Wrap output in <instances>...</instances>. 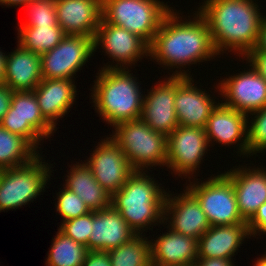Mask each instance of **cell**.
Wrapping results in <instances>:
<instances>
[{"instance_id":"cb8c5ba5","label":"cell","mask_w":266,"mask_h":266,"mask_svg":"<svg viewBox=\"0 0 266 266\" xmlns=\"http://www.w3.org/2000/svg\"><path fill=\"white\" fill-rule=\"evenodd\" d=\"M17 46L6 55L3 83L13 91H34L43 80L40 55Z\"/></svg>"},{"instance_id":"d6986e66","label":"cell","mask_w":266,"mask_h":266,"mask_svg":"<svg viewBox=\"0 0 266 266\" xmlns=\"http://www.w3.org/2000/svg\"><path fill=\"white\" fill-rule=\"evenodd\" d=\"M248 115L246 113L232 109L223 103L217 104L207 120L205 127L208 142L216 141L223 145L242 142L239 145L240 156L247 155V125ZM244 136V137H243ZM243 137V138H242ZM242 139V141H241ZM211 141V142H210Z\"/></svg>"},{"instance_id":"8d00e7d4","label":"cell","mask_w":266,"mask_h":266,"mask_svg":"<svg viewBox=\"0 0 266 266\" xmlns=\"http://www.w3.org/2000/svg\"><path fill=\"white\" fill-rule=\"evenodd\" d=\"M82 266H111L108 251H88Z\"/></svg>"},{"instance_id":"7bdbcfd3","label":"cell","mask_w":266,"mask_h":266,"mask_svg":"<svg viewBox=\"0 0 266 266\" xmlns=\"http://www.w3.org/2000/svg\"><path fill=\"white\" fill-rule=\"evenodd\" d=\"M254 266H266V257L263 255V257L258 258Z\"/></svg>"},{"instance_id":"74e56055","label":"cell","mask_w":266,"mask_h":266,"mask_svg":"<svg viewBox=\"0 0 266 266\" xmlns=\"http://www.w3.org/2000/svg\"><path fill=\"white\" fill-rule=\"evenodd\" d=\"M14 91L6 84H0V123L7 113Z\"/></svg>"},{"instance_id":"83f0119b","label":"cell","mask_w":266,"mask_h":266,"mask_svg":"<svg viewBox=\"0 0 266 266\" xmlns=\"http://www.w3.org/2000/svg\"><path fill=\"white\" fill-rule=\"evenodd\" d=\"M18 32V44L39 55L52 50L67 35L58 24L56 26L19 27Z\"/></svg>"},{"instance_id":"f1b7e54d","label":"cell","mask_w":266,"mask_h":266,"mask_svg":"<svg viewBox=\"0 0 266 266\" xmlns=\"http://www.w3.org/2000/svg\"><path fill=\"white\" fill-rule=\"evenodd\" d=\"M137 234L130 241L108 251L111 266H151L150 240Z\"/></svg>"},{"instance_id":"52a82bcc","label":"cell","mask_w":266,"mask_h":266,"mask_svg":"<svg viewBox=\"0 0 266 266\" xmlns=\"http://www.w3.org/2000/svg\"><path fill=\"white\" fill-rule=\"evenodd\" d=\"M41 158L38 155L25 165L0 170V212L19 208L41 195L52 172Z\"/></svg>"},{"instance_id":"44dd1931","label":"cell","mask_w":266,"mask_h":266,"mask_svg":"<svg viewBox=\"0 0 266 266\" xmlns=\"http://www.w3.org/2000/svg\"><path fill=\"white\" fill-rule=\"evenodd\" d=\"M90 234L88 251H109L137 235L112 206L104 210L92 211Z\"/></svg>"},{"instance_id":"484cf974","label":"cell","mask_w":266,"mask_h":266,"mask_svg":"<svg viewBox=\"0 0 266 266\" xmlns=\"http://www.w3.org/2000/svg\"><path fill=\"white\" fill-rule=\"evenodd\" d=\"M74 165L69 170V175H66L68 178L65 180V187L77 194L90 211L104 210L111 206L110 194L96 181L90 167L79 162Z\"/></svg>"},{"instance_id":"f546056e","label":"cell","mask_w":266,"mask_h":266,"mask_svg":"<svg viewBox=\"0 0 266 266\" xmlns=\"http://www.w3.org/2000/svg\"><path fill=\"white\" fill-rule=\"evenodd\" d=\"M88 249L60 230L53 239L46 266H82Z\"/></svg>"},{"instance_id":"1f68e13d","label":"cell","mask_w":266,"mask_h":266,"mask_svg":"<svg viewBox=\"0 0 266 266\" xmlns=\"http://www.w3.org/2000/svg\"><path fill=\"white\" fill-rule=\"evenodd\" d=\"M250 114L255 116L247 125L248 154L256 155L266 150V106Z\"/></svg>"},{"instance_id":"9a60e30c","label":"cell","mask_w":266,"mask_h":266,"mask_svg":"<svg viewBox=\"0 0 266 266\" xmlns=\"http://www.w3.org/2000/svg\"><path fill=\"white\" fill-rule=\"evenodd\" d=\"M220 82L216 88L226 99L224 105L247 115L266 106V80L253 68Z\"/></svg>"},{"instance_id":"ac0fdd59","label":"cell","mask_w":266,"mask_h":266,"mask_svg":"<svg viewBox=\"0 0 266 266\" xmlns=\"http://www.w3.org/2000/svg\"><path fill=\"white\" fill-rule=\"evenodd\" d=\"M57 22L67 35L95 37L102 19V0H55Z\"/></svg>"},{"instance_id":"836d02e7","label":"cell","mask_w":266,"mask_h":266,"mask_svg":"<svg viewBox=\"0 0 266 266\" xmlns=\"http://www.w3.org/2000/svg\"><path fill=\"white\" fill-rule=\"evenodd\" d=\"M59 227L58 230L77 243L85 245L88 249L90 233L92 232V211L87 215L65 221Z\"/></svg>"},{"instance_id":"60d3db41","label":"cell","mask_w":266,"mask_h":266,"mask_svg":"<svg viewBox=\"0 0 266 266\" xmlns=\"http://www.w3.org/2000/svg\"><path fill=\"white\" fill-rule=\"evenodd\" d=\"M5 61H6V55L2 51H0V84H2L4 81Z\"/></svg>"},{"instance_id":"30bf717a","label":"cell","mask_w":266,"mask_h":266,"mask_svg":"<svg viewBox=\"0 0 266 266\" xmlns=\"http://www.w3.org/2000/svg\"><path fill=\"white\" fill-rule=\"evenodd\" d=\"M94 51V37L66 35L52 50L40 55L43 79H71Z\"/></svg>"},{"instance_id":"ba28073f","label":"cell","mask_w":266,"mask_h":266,"mask_svg":"<svg viewBox=\"0 0 266 266\" xmlns=\"http://www.w3.org/2000/svg\"><path fill=\"white\" fill-rule=\"evenodd\" d=\"M186 188L200 202L211 226L247 224L241 217L231 180L224 174Z\"/></svg>"},{"instance_id":"603a6c76","label":"cell","mask_w":266,"mask_h":266,"mask_svg":"<svg viewBox=\"0 0 266 266\" xmlns=\"http://www.w3.org/2000/svg\"><path fill=\"white\" fill-rule=\"evenodd\" d=\"M250 232L247 224L211 226L199 239L198 258L231 260Z\"/></svg>"},{"instance_id":"9c48e42d","label":"cell","mask_w":266,"mask_h":266,"mask_svg":"<svg viewBox=\"0 0 266 266\" xmlns=\"http://www.w3.org/2000/svg\"><path fill=\"white\" fill-rule=\"evenodd\" d=\"M0 125L26 138L35 148L56 129L43 117L34 91H14L10 107Z\"/></svg>"},{"instance_id":"2e32d148","label":"cell","mask_w":266,"mask_h":266,"mask_svg":"<svg viewBox=\"0 0 266 266\" xmlns=\"http://www.w3.org/2000/svg\"><path fill=\"white\" fill-rule=\"evenodd\" d=\"M170 195L164 201V221L170 218V229L198 240L211 227L200 202L187 188L177 197Z\"/></svg>"},{"instance_id":"8fae6325","label":"cell","mask_w":266,"mask_h":266,"mask_svg":"<svg viewBox=\"0 0 266 266\" xmlns=\"http://www.w3.org/2000/svg\"><path fill=\"white\" fill-rule=\"evenodd\" d=\"M207 146L210 145L205 129L177 126L167 136L166 167L178 176L182 174L187 177V174L189 176L196 173L195 170L207 153Z\"/></svg>"},{"instance_id":"f35d334b","label":"cell","mask_w":266,"mask_h":266,"mask_svg":"<svg viewBox=\"0 0 266 266\" xmlns=\"http://www.w3.org/2000/svg\"><path fill=\"white\" fill-rule=\"evenodd\" d=\"M194 266H234V264L229 259L198 258Z\"/></svg>"},{"instance_id":"ffe728a7","label":"cell","mask_w":266,"mask_h":266,"mask_svg":"<svg viewBox=\"0 0 266 266\" xmlns=\"http://www.w3.org/2000/svg\"><path fill=\"white\" fill-rule=\"evenodd\" d=\"M239 168L224 174L232 182L240 215L248 222L266 202V168Z\"/></svg>"},{"instance_id":"4316f807","label":"cell","mask_w":266,"mask_h":266,"mask_svg":"<svg viewBox=\"0 0 266 266\" xmlns=\"http://www.w3.org/2000/svg\"><path fill=\"white\" fill-rule=\"evenodd\" d=\"M36 150L26 138L0 125V170L27 164L39 155Z\"/></svg>"},{"instance_id":"d590c367","label":"cell","mask_w":266,"mask_h":266,"mask_svg":"<svg viewBox=\"0 0 266 266\" xmlns=\"http://www.w3.org/2000/svg\"><path fill=\"white\" fill-rule=\"evenodd\" d=\"M245 57H247L246 60L250 63V67L266 80V52L254 48Z\"/></svg>"},{"instance_id":"4fadbf2b","label":"cell","mask_w":266,"mask_h":266,"mask_svg":"<svg viewBox=\"0 0 266 266\" xmlns=\"http://www.w3.org/2000/svg\"><path fill=\"white\" fill-rule=\"evenodd\" d=\"M99 45H101L107 55L109 54L112 57L113 61L117 62L115 66L107 65L101 69H121L123 66L125 68L128 65L135 64L143 56H149V45L142 38L121 26L104 22L102 19L94 37V51L97 50Z\"/></svg>"},{"instance_id":"277c9868","label":"cell","mask_w":266,"mask_h":266,"mask_svg":"<svg viewBox=\"0 0 266 266\" xmlns=\"http://www.w3.org/2000/svg\"><path fill=\"white\" fill-rule=\"evenodd\" d=\"M157 184L144 171L135 170L121 189L111 196V206L137 234L144 228L148 229L152 223H164V201L167 192Z\"/></svg>"},{"instance_id":"5bb4252c","label":"cell","mask_w":266,"mask_h":266,"mask_svg":"<svg viewBox=\"0 0 266 266\" xmlns=\"http://www.w3.org/2000/svg\"><path fill=\"white\" fill-rule=\"evenodd\" d=\"M87 160L96 181L112 196L125 184L135 171L128 162L126 155L110 138L102 140Z\"/></svg>"},{"instance_id":"6da1fadb","label":"cell","mask_w":266,"mask_h":266,"mask_svg":"<svg viewBox=\"0 0 266 266\" xmlns=\"http://www.w3.org/2000/svg\"><path fill=\"white\" fill-rule=\"evenodd\" d=\"M172 11L164 16L149 45V56L153 60L156 59L164 67L179 68L207 61L218 55L208 23L198 11L197 14L194 13L193 21L190 19L188 22H181L178 14L173 9Z\"/></svg>"},{"instance_id":"3957f363","label":"cell","mask_w":266,"mask_h":266,"mask_svg":"<svg viewBox=\"0 0 266 266\" xmlns=\"http://www.w3.org/2000/svg\"><path fill=\"white\" fill-rule=\"evenodd\" d=\"M126 68L99 70L93 87L92 99L98 114L110 126L141 118L144 96L136 77Z\"/></svg>"},{"instance_id":"ab89813d","label":"cell","mask_w":266,"mask_h":266,"mask_svg":"<svg viewBox=\"0 0 266 266\" xmlns=\"http://www.w3.org/2000/svg\"><path fill=\"white\" fill-rule=\"evenodd\" d=\"M255 49L266 52V17L265 16L262 19V22L260 25V31L258 34V39H257Z\"/></svg>"},{"instance_id":"7402d4cb","label":"cell","mask_w":266,"mask_h":266,"mask_svg":"<svg viewBox=\"0 0 266 266\" xmlns=\"http://www.w3.org/2000/svg\"><path fill=\"white\" fill-rule=\"evenodd\" d=\"M155 241V243H154ZM151 245L152 265L194 266L198 259V240L169 229Z\"/></svg>"},{"instance_id":"d4e9b609","label":"cell","mask_w":266,"mask_h":266,"mask_svg":"<svg viewBox=\"0 0 266 266\" xmlns=\"http://www.w3.org/2000/svg\"><path fill=\"white\" fill-rule=\"evenodd\" d=\"M76 86L71 79H43L34 90L43 117L56 129L75 102Z\"/></svg>"},{"instance_id":"7c38bea8","label":"cell","mask_w":266,"mask_h":266,"mask_svg":"<svg viewBox=\"0 0 266 266\" xmlns=\"http://www.w3.org/2000/svg\"><path fill=\"white\" fill-rule=\"evenodd\" d=\"M176 72L165 82L158 83L144 96L141 119L149 127L168 136L179 126L174 108L177 76H190L185 70Z\"/></svg>"},{"instance_id":"d6a6232c","label":"cell","mask_w":266,"mask_h":266,"mask_svg":"<svg viewBox=\"0 0 266 266\" xmlns=\"http://www.w3.org/2000/svg\"><path fill=\"white\" fill-rule=\"evenodd\" d=\"M58 193V197H56L58 201L55 206L59 215L63 218V222L91 212L84 201L66 187Z\"/></svg>"},{"instance_id":"8992f818","label":"cell","mask_w":266,"mask_h":266,"mask_svg":"<svg viewBox=\"0 0 266 266\" xmlns=\"http://www.w3.org/2000/svg\"><path fill=\"white\" fill-rule=\"evenodd\" d=\"M171 9L160 0H102V20L138 35L148 45Z\"/></svg>"},{"instance_id":"5b68a950","label":"cell","mask_w":266,"mask_h":266,"mask_svg":"<svg viewBox=\"0 0 266 266\" xmlns=\"http://www.w3.org/2000/svg\"><path fill=\"white\" fill-rule=\"evenodd\" d=\"M110 137L126 155L134 170L148 166H165L167 162V136L152 130L141 118L123 121L113 126ZM142 168V169H141Z\"/></svg>"},{"instance_id":"e0dca14e","label":"cell","mask_w":266,"mask_h":266,"mask_svg":"<svg viewBox=\"0 0 266 266\" xmlns=\"http://www.w3.org/2000/svg\"><path fill=\"white\" fill-rule=\"evenodd\" d=\"M191 77L177 76L174 100L177 121L179 126L205 129L207 120L217 103L208 93L195 87Z\"/></svg>"},{"instance_id":"b9f144b4","label":"cell","mask_w":266,"mask_h":266,"mask_svg":"<svg viewBox=\"0 0 266 266\" xmlns=\"http://www.w3.org/2000/svg\"><path fill=\"white\" fill-rule=\"evenodd\" d=\"M30 0H0L1 5L7 6H23L25 3H28Z\"/></svg>"},{"instance_id":"e575fe53","label":"cell","mask_w":266,"mask_h":266,"mask_svg":"<svg viewBox=\"0 0 266 266\" xmlns=\"http://www.w3.org/2000/svg\"><path fill=\"white\" fill-rule=\"evenodd\" d=\"M250 236H255L262 232L266 235V202L263 203L254 216L247 222Z\"/></svg>"},{"instance_id":"7a4b0ae2","label":"cell","mask_w":266,"mask_h":266,"mask_svg":"<svg viewBox=\"0 0 266 266\" xmlns=\"http://www.w3.org/2000/svg\"><path fill=\"white\" fill-rule=\"evenodd\" d=\"M203 4L198 12L208 23L218 54L230 49L244 57L255 48L264 16L253 0H207Z\"/></svg>"},{"instance_id":"4dcf8cb0","label":"cell","mask_w":266,"mask_h":266,"mask_svg":"<svg viewBox=\"0 0 266 266\" xmlns=\"http://www.w3.org/2000/svg\"><path fill=\"white\" fill-rule=\"evenodd\" d=\"M23 6L29 11L28 21L21 23L19 27L56 26L57 12L55 0H30Z\"/></svg>"}]
</instances>
